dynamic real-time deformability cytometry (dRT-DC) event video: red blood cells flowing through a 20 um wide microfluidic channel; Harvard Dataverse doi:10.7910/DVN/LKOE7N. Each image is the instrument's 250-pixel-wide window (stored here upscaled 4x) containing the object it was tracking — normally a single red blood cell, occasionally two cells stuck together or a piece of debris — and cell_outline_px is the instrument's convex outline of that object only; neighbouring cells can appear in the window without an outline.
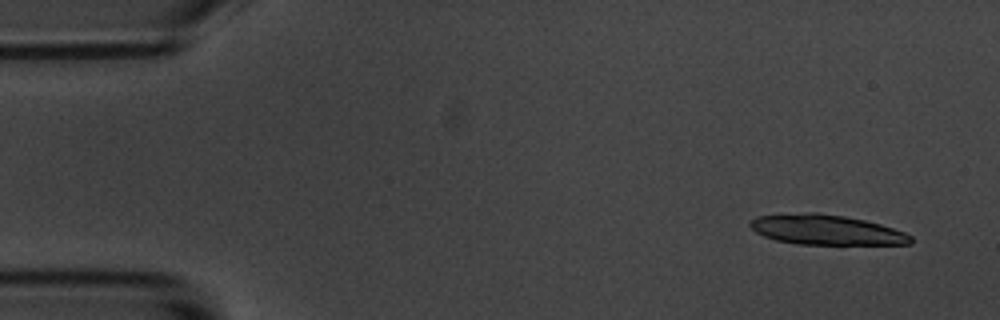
{"species": "common noctule bat (a hibernating species)", "species_latin": "Nyctalus noctula", "temperature_condition": "room temperature", "stored_images_in_passage": 6, "camera_frame_rate_fps": 3000, "um_per_image_px": 0.085, "animal": {"sex": "male", "body_mass_g": 20.1, "forearm_length_mm": 53.5}, "frame": {"image": 1, "passage_image": 1, "time_ms": 0.0, "image_size_px": [1000, 320], "cell_outline_px": [[912, 244], [796, 244], [776, 240], [764, 236], [756, 232], [748, 224], [756, 216], [808, 212], [816, 212], [844, 216], [864, 220], [880, 224], [904, 232], [912, 236]], "centroid_in_image_um": [70.22, 19.53], "position_along_channel_um": 14.8, "area_um2": 27.92}}